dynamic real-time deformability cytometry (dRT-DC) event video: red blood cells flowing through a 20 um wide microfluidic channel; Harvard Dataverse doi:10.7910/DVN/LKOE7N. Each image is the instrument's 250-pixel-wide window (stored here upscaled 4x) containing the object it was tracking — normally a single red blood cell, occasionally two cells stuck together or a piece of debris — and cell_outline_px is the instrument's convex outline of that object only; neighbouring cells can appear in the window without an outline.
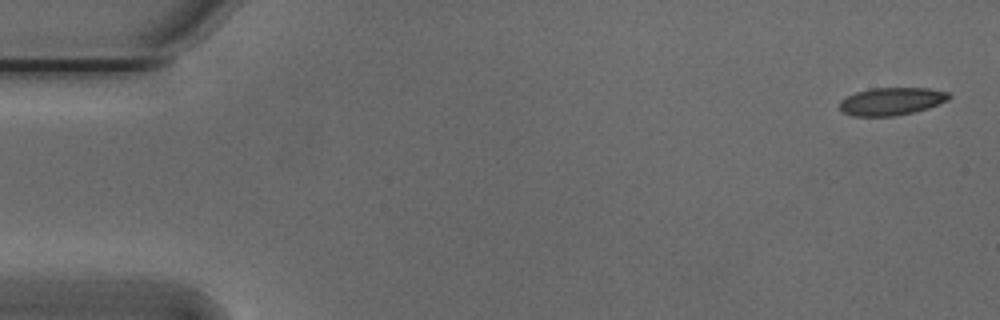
{"species": "Egyptian fruit bat (a non-hibernating species)", "species_latin": "Rousettus aegyptiacus", "temperature_condition": "cold", "stored_images_in_passage": 6, "camera_frame_rate_fps": 3000, "um_per_image_px": 0.085, "animal": {"sex": "male"}, "frame": {"image": 1, "passage_image": 2, "time_ms": 0.333, "image_size_px": [1000, 320], "cell_outline_px": [[952, 96], [948, 100], [928, 108], [896, 116], [852, 116], [840, 112], [840, 100], [856, 92], [872, 88], [928, 88], [948, 92]], "centroid_in_image_um": [75.76, 8.62], "position_along_channel_um": 9.2, "area_um2": 17.69}}